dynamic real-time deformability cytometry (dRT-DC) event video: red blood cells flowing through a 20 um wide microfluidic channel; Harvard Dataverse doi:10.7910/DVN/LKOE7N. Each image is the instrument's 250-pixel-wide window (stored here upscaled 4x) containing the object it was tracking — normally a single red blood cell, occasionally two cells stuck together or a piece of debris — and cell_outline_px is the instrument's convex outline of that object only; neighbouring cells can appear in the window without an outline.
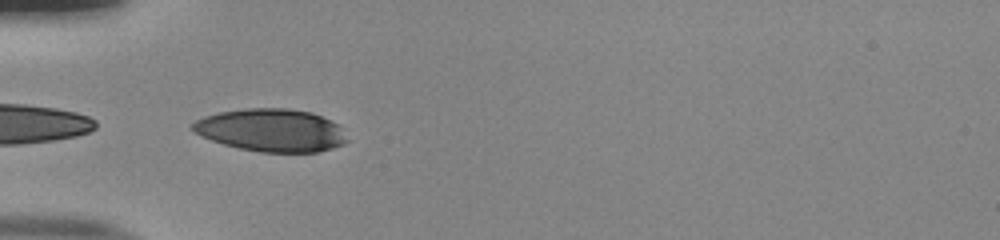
{"species": "human", "species_latin": "Homo sapiens", "temperature_condition": "room temperature", "stored_images_in_passage": 35, "camera_frame_rate_fps": 3000, "um_per_image_px": 0.085, "donor": {"sex": "male"}, "frame": {"image": 1, "passage_image": 1, "time_ms": 0.0, "image_size_px": [1000, 240], "cell_outline_px": [[348, 140], [344, 144], [332, 148], [316, 152], [260, 152], [240, 148], [224, 144], [200, 136], [192, 128], [192, 124], [196, 120], [204, 116], [220, 112], [244, 108], [288, 108], [312, 112], [336, 124]], "centroid_in_image_um": [23.04, 11.06], "position_along_channel_um": 62.0, "area_um2": 38.15}}
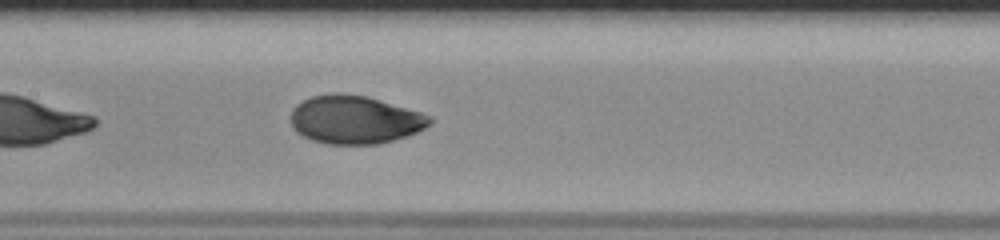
{"frame": {"image": 2, "passage_image": 10, "time_ms": 3.0, "image_size_px": [1000, 240], "cell_outline_px": [[432, 120], [424, 128], [408, 136], [376, 144], [328, 144], [312, 140], [296, 132], [292, 128], [292, 108], [296, 104], [312, 96], [332, 92], [340, 92], [368, 96], [420, 112], [432, 116]], "centroid_in_image_um": [30.14, 10.16], "position_along_channel_um": 177.3, "area_um2": 39.13}}
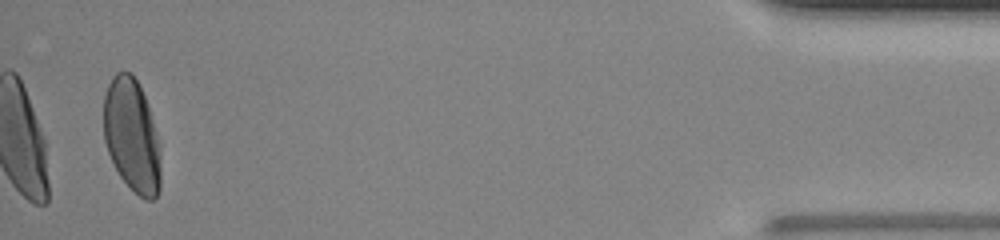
{"frame": {"image": 3, "passage_image": 34, "time_ms": 11.0, "image_size_px": [1000, 240], "cell_outline_px": [[160, 188], [156, 196], [152, 200], [144, 200], [120, 176], [108, 152], [104, 140], [104, 96], [108, 84], [112, 76], [116, 72], [132, 72], [148, 104], [160, 144]], "centroid_in_image_um": [11.21, 11.51], "position_along_channel_um": 424.0, "area_um2": 37.57}, "authors_computed_cell_mechanics": {"area_um2": 39.015, "velocity_mm_per_s": 4.0069, "shape_relaxation_time_tau1_ms": 4.0781, "shape_relaxation_time_tau2_ms": null, "deformation_change_tau1": 0.1972, "deformation_change_tau2": null}}